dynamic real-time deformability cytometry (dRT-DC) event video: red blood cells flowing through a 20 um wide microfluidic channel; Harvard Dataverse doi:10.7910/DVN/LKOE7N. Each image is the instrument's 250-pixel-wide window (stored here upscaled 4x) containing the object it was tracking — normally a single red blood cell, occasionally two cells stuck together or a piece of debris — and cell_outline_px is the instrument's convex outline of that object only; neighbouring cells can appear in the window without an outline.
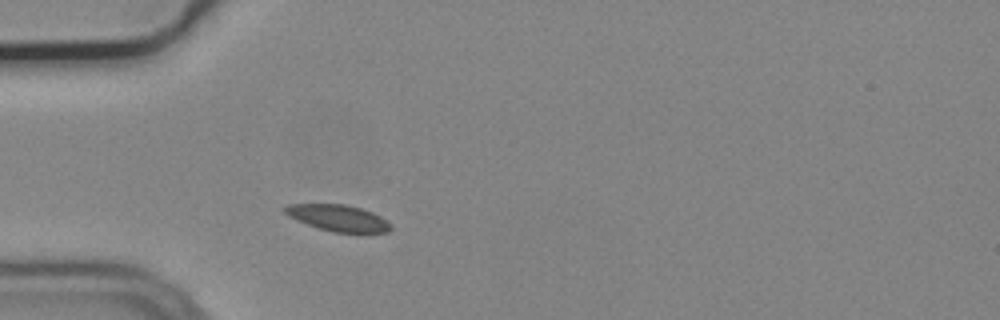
{"species": "common noctule bat (a hibernating species)", "species_latin": "Nyctalus noctula", "temperature_condition": "cold", "stored_images_in_passage": 46, "camera_frame_rate_fps": 3000, "um_per_image_px": 0.085, "animal": {"sex": "male", "body_mass_g": 19.2, "forearm_length_mm": 51.8}, "frame": {"image": 1, "passage_image": 7, "time_ms": 2.0, "image_size_px": [1000, 320], "cell_outline_px": [[392, 228], [388, 232], [360, 236], [332, 232], [296, 220], [288, 216], [284, 212], [284, 208], [288, 204], [344, 204], [364, 208], [380, 216], [392, 224]], "centroid_in_image_um": [28.85, 18.58], "position_along_channel_um": 56.2, "area_um2": 17.05}}
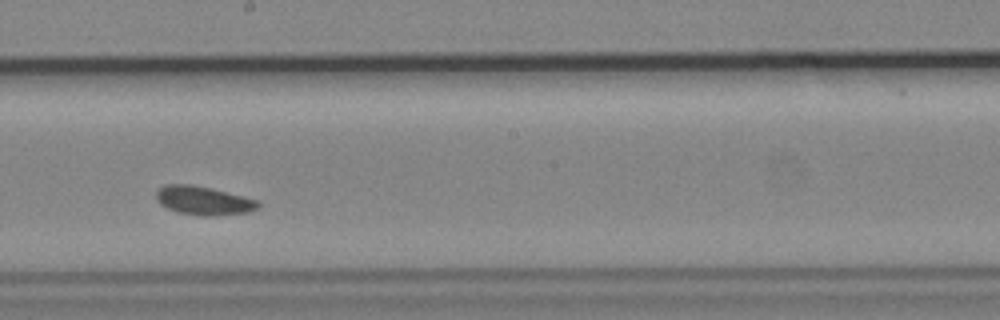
{"frame": {"image": 2, "passage_image": 22, "time_ms": 7.0, "image_size_px": [1000, 320], "cell_outline_px": [[260, 204], [256, 208], [248, 212], [212, 216], [200, 216], [180, 212], [168, 208], [160, 204], [156, 200], [156, 192], [160, 188], [168, 184], [192, 184], [256, 200]], "centroid_in_image_um": [17.24, 17.06], "position_along_channel_um": 231.0, "area_um2": 16.59}}
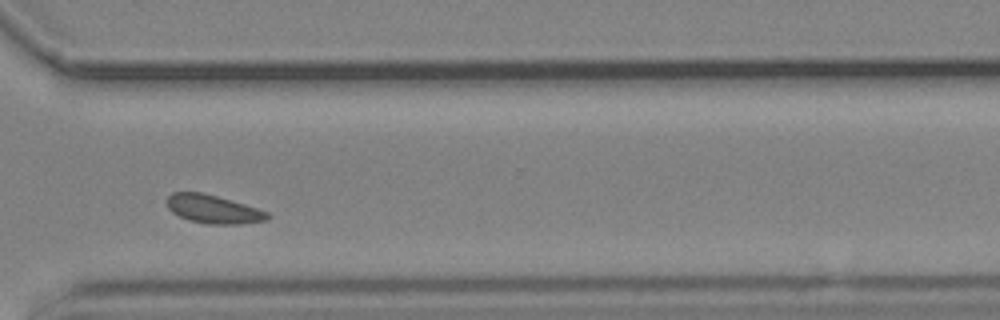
{"frame": {"image": 3, "passage_image": 32, "time_ms": 10.333, "image_size_px": [1000, 320], "cell_outline_px": [[272, 216], [268, 220], [240, 224], [208, 224], [188, 220], [172, 212], [168, 208], [164, 200], [172, 192], [204, 192], [244, 204], [268, 212]], "centroid_in_image_um": [18.1, 17.77], "position_along_channel_um": 352.5, "area_um2": 16.82}, "authors_computed_cell_mechanics": {"area_um2": 16.5886, "velocity_mm_per_s": 3.6396, "shape_relaxation_time_tau1_ms": null, "shape_relaxation_time_tau2_ms": 2.6904, "deformation_change_tau1": null, "deformation_change_tau2": 0.0754}}